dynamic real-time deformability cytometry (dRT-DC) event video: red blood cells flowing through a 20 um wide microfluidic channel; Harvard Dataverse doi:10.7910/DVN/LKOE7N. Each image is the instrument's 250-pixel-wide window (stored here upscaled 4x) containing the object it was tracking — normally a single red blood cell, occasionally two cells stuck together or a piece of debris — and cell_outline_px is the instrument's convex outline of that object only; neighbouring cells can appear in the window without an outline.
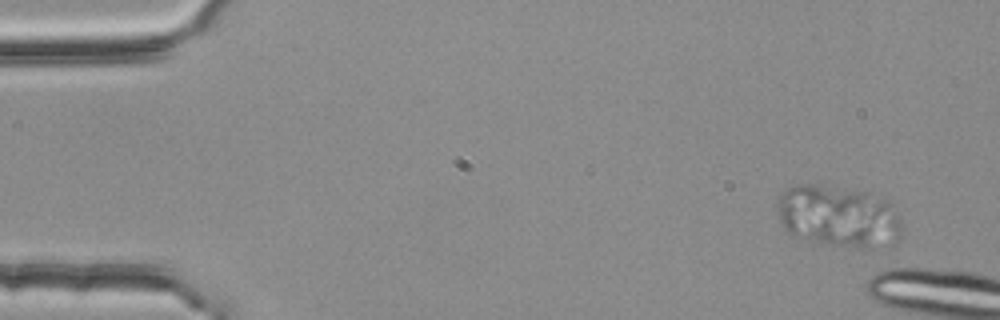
{"species": "common noctule bat (a hibernating species)", "species_latin": "Nyctalus noctula", "temperature_condition": "room temperature", "stored_images_in_passage": 2, "camera_frame_rate_fps": 3000, "um_per_image_px": 0.085, "animal": {"sex": "female", "body_mass_g": 25.1}, "frame": {"image": 1, "passage_image": 1, "time_ms": 0.0, "image_size_px": [1000, 320], "cell_outline_px": [[904, 236], [892, 244], [872, 248], [864, 248], [832, 244], [788, 232], [784, 228], [780, 220], [780, 196], [788, 188], [800, 184], [816, 184], [872, 192], [888, 200], [892, 204], [900, 216]], "centroid_in_image_um": [71.41, 18.36], "position_along_channel_um": 13.6, "area_um2": 44.62}}